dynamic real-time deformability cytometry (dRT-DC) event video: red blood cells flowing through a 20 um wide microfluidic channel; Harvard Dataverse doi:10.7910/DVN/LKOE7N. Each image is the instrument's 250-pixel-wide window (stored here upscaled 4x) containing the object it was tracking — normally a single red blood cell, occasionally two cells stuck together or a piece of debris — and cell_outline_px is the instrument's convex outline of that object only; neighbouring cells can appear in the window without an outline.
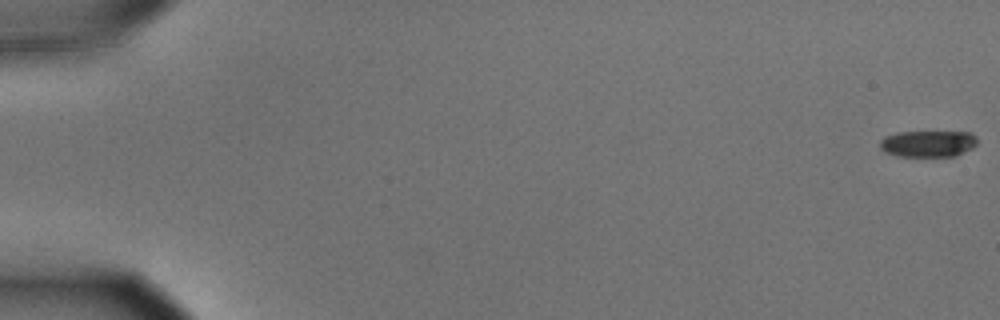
{"species": "common noctule bat (a hibernating species)", "species_latin": "Nyctalus noctula", "temperature_condition": "cold", "stored_images_in_passage": 13, "camera_frame_rate_fps": 3000, "um_per_image_px": 0.085, "animal": {"sex": "male", "body_mass_g": 15.6}, "frame": {"image": 1, "passage_image": 1, "time_ms": 0.0, "image_size_px": [1000, 320], "cell_outline_px": [[976, 144], [972, 148], [956, 156], [900, 156], [884, 152], [880, 148], [880, 140], [884, 136], [896, 132], [972, 132], [976, 136]], "centroid_in_image_um": [78.87, 12.2], "position_along_channel_um": 6.1, "area_um2": 15.09}}